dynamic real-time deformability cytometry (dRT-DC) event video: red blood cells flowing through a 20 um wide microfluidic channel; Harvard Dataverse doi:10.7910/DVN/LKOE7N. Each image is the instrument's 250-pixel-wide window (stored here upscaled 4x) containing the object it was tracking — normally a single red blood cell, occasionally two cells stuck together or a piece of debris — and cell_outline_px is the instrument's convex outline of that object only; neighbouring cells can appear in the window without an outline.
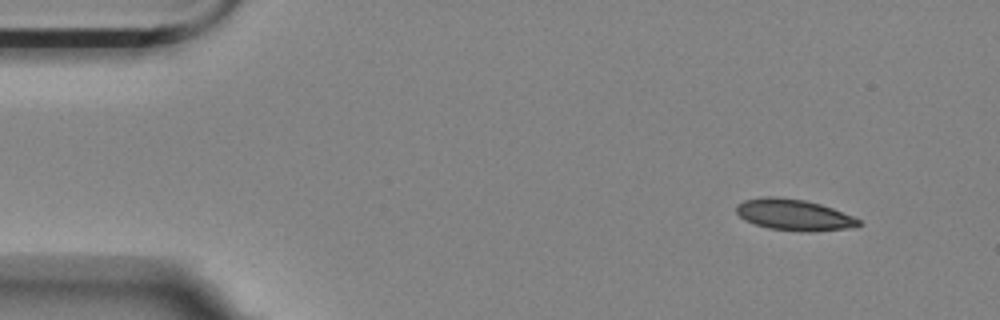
{"species": "Egyptian fruit bat (a non-hibernating species)", "species_latin": "Rousettus aegyptiacus", "temperature_condition": "room temperature", "stored_images_in_passage": 51, "camera_frame_rate_fps": 3000, "um_per_image_px": 0.085, "animal": {"sex": "female"}, "frame": {"image": 1, "passage_image": 1, "time_ms": 0.0, "image_size_px": [1000, 320], "cell_outline_px": [[864, 224], [848, 228], [812, 232], [800, 232], [768, 228], [744, 220], [736, 212], [736, 204], [744, 200], [764, 196], [776, 196], [804, 200], [820, 204], [832, 208], [852, 216], [860, 220]], "centroid_in_image_um": [67.47, 18.26], "position_along_channel_um": 17.5, "area_um2": 22.37}}
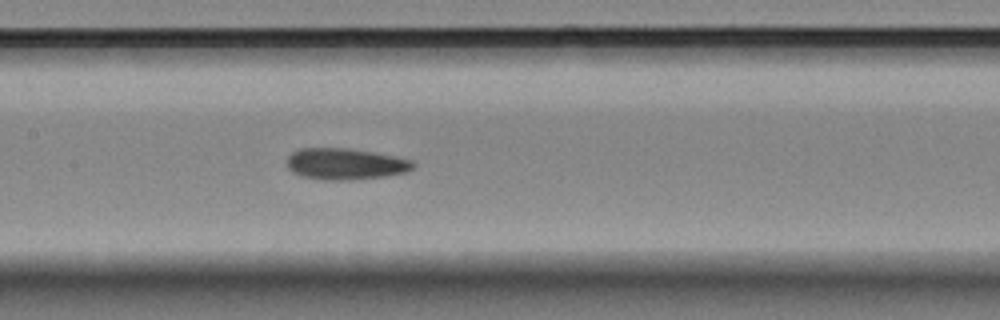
{"frame": {"image": 2, "passage_image": 22, "time_ms": 7.0, "image_size_px": [1000, 320], "cell_outline_px": [[416, 164], [408, 172], [384, 176], [348, 180], [324, 180], [300, 176], [292, 172], [288, 168], [288, 156], [292, 152], [300, 148], [344, 148], [372, 152], [396, 156], [412, 160]], "centroid_in_image_um": [29.35, 13.94], "position_along_channel_um": 178.0, "area_um2": 23.06}}
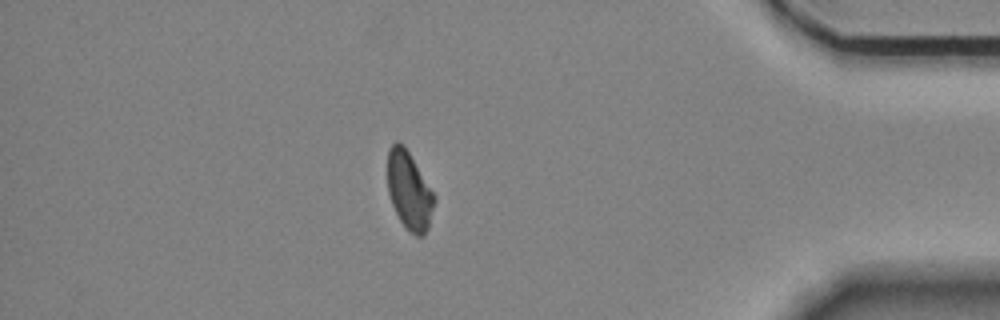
{"frame": {"image": 3, "passage_image": 44, "time_ms": 14.333, "image_size_px": [1000, 320], "cell_outline_px": [[436, 200], [428, 228], [424, 236], [416, 236], [408, 232], [400, 220], [392, 204], [388, 192], [388, 148], [396, 140], [404, 144], [436, 196]], "centroid_in_image_um": [34.79, 16.21], "position_along_channel_um": 400.4, "area_um2": 21.44}, "authors_computed_cell_mechanics": {"area_um2": 22.3686, "velocity_mm_per_s": 3.5538, "shape_relaxation_time_tau1_ms": 7.9641, "shape_relaxation_time_tau2_ms": 5.1331, "deformation_change_tau1": 0.1472, "deformation_change_tau2": 0.1054}}